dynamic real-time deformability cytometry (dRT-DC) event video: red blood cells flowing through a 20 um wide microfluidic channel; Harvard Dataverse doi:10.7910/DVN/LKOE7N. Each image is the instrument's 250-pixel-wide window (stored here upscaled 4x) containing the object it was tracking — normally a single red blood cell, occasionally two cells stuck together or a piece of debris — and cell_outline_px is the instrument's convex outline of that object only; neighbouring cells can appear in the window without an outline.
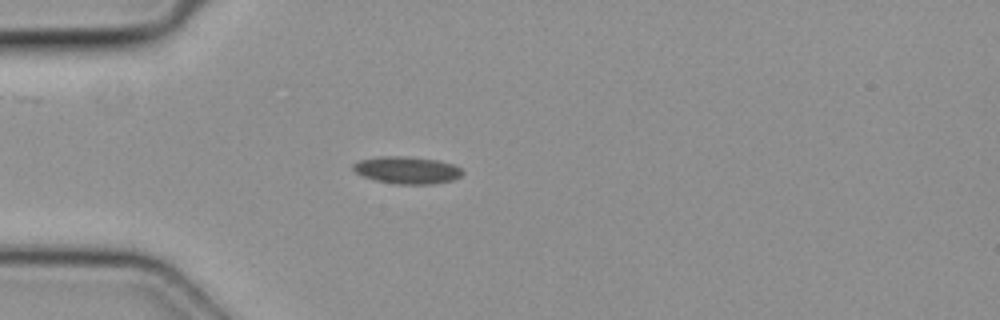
{"species": "common noctule bat (a hibernating species)", "species_latin": "Nyctalus noctula", "temperature_condition": "cold", "stored_images_in_passage": 5, "camera_frame_rate_fps": 3000, "um_per_image_px": 0.085, "animal": {"sex": "female", "body_mass_g": 19.3, "forearm_length_mm": 54.1}, "frame": {"image": 1, "passage_image": 5, "time_ms": 1.333, "image_size_px": [1000, 320], "cell_outline_px": [[464, 172], [460, 176], [452, 180], [432, 184], [396, 184], [376, 180], [364, 176], [356, 172], [352, 168], [352, 164], [360, 160], [380, 156], [404, 156], [436, 160], [452, 164], [460, 168]], "centroid_in_image_um": [34.58, 14.46], "position_along_channel_um": 50.4, "area_um2": 17.17}}